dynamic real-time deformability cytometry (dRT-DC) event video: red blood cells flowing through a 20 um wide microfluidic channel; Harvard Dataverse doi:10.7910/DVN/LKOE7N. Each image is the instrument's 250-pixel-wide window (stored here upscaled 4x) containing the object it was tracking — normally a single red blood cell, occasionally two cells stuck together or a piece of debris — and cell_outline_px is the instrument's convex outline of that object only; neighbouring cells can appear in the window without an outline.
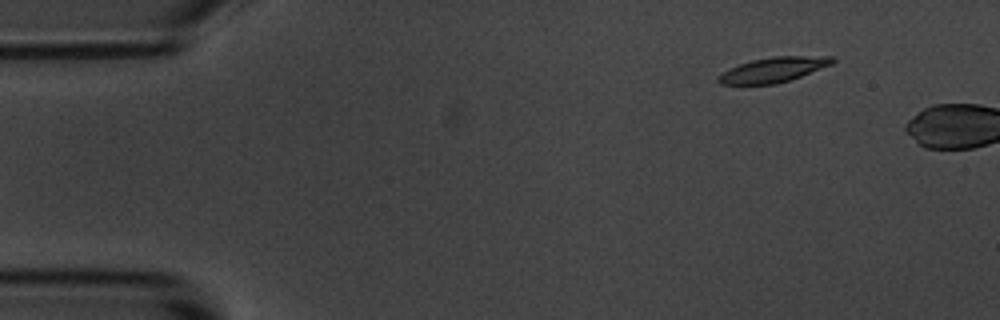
{"species": "common noctule bat (a hibernating species)", "species_latin": "Nyctalus noctula", "temperature_condition": "room temperature", "stored_images_in_passage": 5, "camera_frame_rate_fps": 3000, "um_per_image_px": 0.085, "animal": {"sex": "male", "body_mass_g": 20.1, "forearm_length_mm": 53.5}, "frame": {"image": 1, "passage_image": 5, "time_ms": 5.333, "image_size_px": [1000, 320], "cell_outline_px": [[836, 60], [832, 64], [800, 76], [776, 84], [720, 84], [716, 80], [716, 76], [740, 64], [752, 60], [772, 56], [832, 56]], "centroid_in_image_um": [65.74, 5.92], "position_along_channel_um": 19.3, "area_um2": 16.36}}